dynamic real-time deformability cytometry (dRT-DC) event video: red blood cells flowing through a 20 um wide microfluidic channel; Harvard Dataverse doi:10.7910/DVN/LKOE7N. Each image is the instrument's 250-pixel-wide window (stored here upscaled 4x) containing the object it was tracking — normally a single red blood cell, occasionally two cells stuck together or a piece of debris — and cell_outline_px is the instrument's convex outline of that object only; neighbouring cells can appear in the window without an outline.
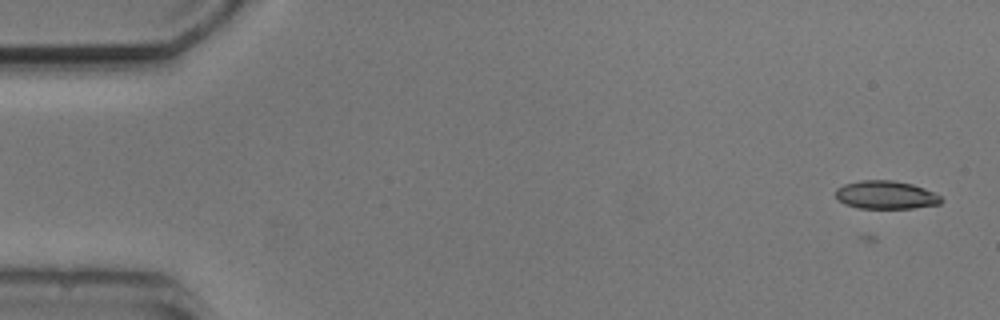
{"species": "common noctule bat (a hibernating species)", "species_latin": "Nyctalus noctula", "temperature_condition": "cold", "stored_images_in_passage": 5, "camera_frame_rate_fps": 3000, "um_per_image_px": 0.085, "animal": {"sex": "male", "body_mass_g": 20.5, "forearm_length_mm": 52.5}, "frame": {"image": 1, "passage_image": 2, "time_ms": 1.0, "image_size_px": [1000, 320], "cell_outline_px": [[944, 200], [940, 204], [912, 208], [856, 208], [844, 204], [836, 200], [836, 188], [844, 184], [860, 180], [892, 180], [912, 184], [924, 188], [940, 196]], "centroid_in_image_um": [75.26, 16.57], "position_along_channel_um": 9.7, "area_um2": 17.46}}